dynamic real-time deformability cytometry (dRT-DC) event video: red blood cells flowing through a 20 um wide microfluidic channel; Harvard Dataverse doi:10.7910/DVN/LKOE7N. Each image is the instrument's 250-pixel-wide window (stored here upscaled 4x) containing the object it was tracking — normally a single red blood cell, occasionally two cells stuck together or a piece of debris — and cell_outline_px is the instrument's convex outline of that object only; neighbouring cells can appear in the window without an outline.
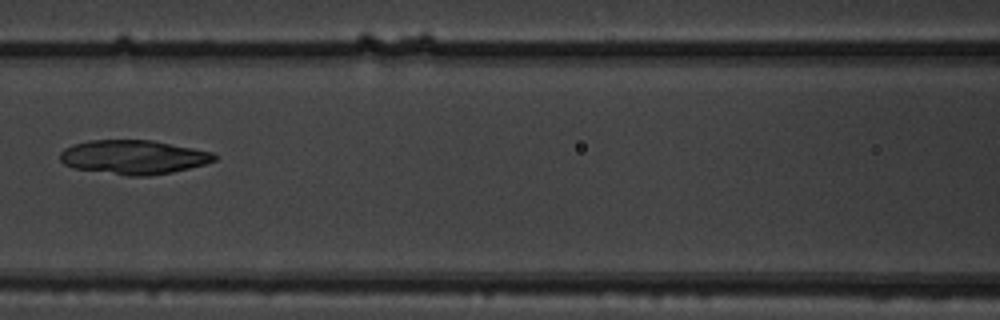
{"species": "common noctule bat (a hibernating species)", "species_latin": "Nyctalus noctula", "temperature_condition": "warm", "stored_images_in_passage": 8, "camera_frame_rate_fps": 3000, "um_per_image_px": 0.085, "animal": {"sex": "male", "body_mass_g": 19.5, "forearm_length_mm": 54.6}, "frame": {"image": 1, "passage_image": 8, "time_ms": 2.333, "image_size_px": [1000, 320], "cell_outline_px": [[216, 160], [204, 164], [172, 172], [148, 176], [128, 176], [72, 168], [64, 164], [60, 160], [60, 152], [64, 148], [72, 144], [88, 140], [152, 140], [212, 152], [216, 156]], "centroid_in_image_um": [11.3, 13.35], "position_along_channel_um": 155.3, "area_um2": 30.69}}